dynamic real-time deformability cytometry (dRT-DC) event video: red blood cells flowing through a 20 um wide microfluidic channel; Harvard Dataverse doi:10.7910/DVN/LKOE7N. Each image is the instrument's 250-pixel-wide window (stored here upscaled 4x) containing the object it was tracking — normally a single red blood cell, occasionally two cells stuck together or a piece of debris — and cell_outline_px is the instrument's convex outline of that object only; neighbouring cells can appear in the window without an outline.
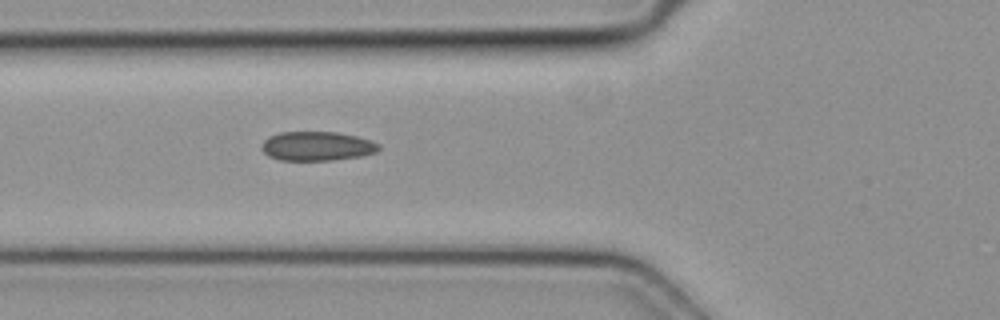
{"species": "common noctule bat (a hibernating species)", "species_latin": "Nyctalus noctula", "temperature_condition": "cold", "stored_images_in_passage": 4, "camera_frame_rate_fps": 3000, "um_per_image_px": 0.085, "animal": {"sex": "female", "body_mass_g": 19.3, "forearm_length_mm": 54.1}, "frame": {"image": 1, "passage_image": 4, "time_ms": 1.0, "image_size_px": [1000, 320], "cell_outline_px": [[380, 148], [376, 152], [360, 156], [332, 160], [280, 160], [268, 156], [260, 148], [260, 144], [268, 136], [280, 132], [336, 132], [356, 136], [380, 144]], "centroid_in_image_um": [26.89, 12.42], "position_along_channel_um": 98.9, "area_um2": 19.94}}